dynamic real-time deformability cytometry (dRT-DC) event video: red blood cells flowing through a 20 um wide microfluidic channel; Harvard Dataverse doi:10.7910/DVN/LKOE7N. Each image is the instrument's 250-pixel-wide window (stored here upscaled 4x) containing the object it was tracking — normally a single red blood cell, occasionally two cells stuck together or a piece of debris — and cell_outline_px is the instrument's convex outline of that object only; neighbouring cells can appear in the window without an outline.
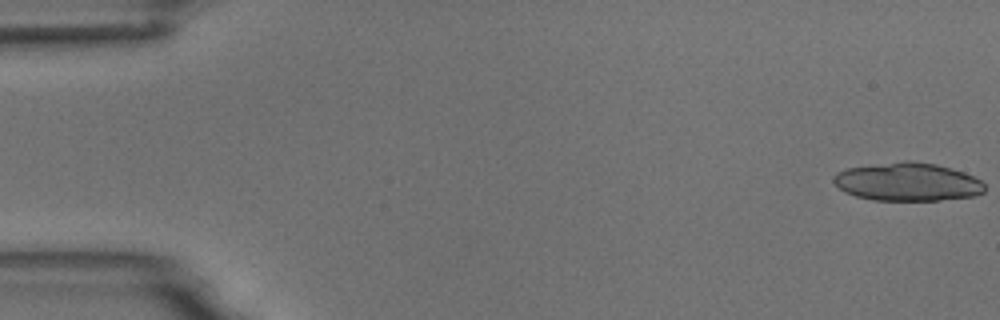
{"species": "common noctule bat (a hibernating species)", "species_latin": "Nyctalus noctula", "temperature_condition": "room temperature", "stored_images_in_passage": 7, "segment_of_instrument_passage": [1, 2], "camera_frame_rate_fps": 3000, "um_per_image_px": 0.085, "animal": {"sex": "male", "body_mass_g": 18.8}, "frame": {"image": 1, "passage_image": 1, "time_ms": 0.0, "image_size_px": [1000, 320], "cell_outline_px": [[984, 192], [976, 196], [940, 200], [872, 200], [856, 196], [844, 192], [832, 180], [832, 176], [836, 172], [848, 168], [904, 160], [908, 160], [936, 164], [964, 172], [980, 180], [984, 184]], "centroid_in_image_um": [77.13, 15.46], "position_along_channel_um": 7.9, "area_um2": 33.7}}